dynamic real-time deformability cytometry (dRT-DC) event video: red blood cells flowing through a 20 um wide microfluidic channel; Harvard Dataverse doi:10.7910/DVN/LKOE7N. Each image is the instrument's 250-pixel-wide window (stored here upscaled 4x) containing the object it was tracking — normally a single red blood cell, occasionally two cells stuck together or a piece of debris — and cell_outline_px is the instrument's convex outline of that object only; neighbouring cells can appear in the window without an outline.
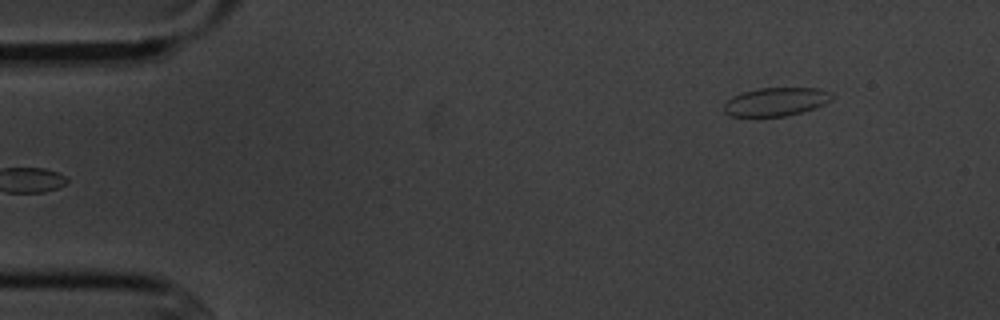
{"species": "common noctule bat (a hibernating species)", "species_latin": "Nyctalus noctula", "temperature_condition": "cold", "stored_images_in_passage": 5, "camera_frame_rate_fps": 3000, "um_per_image_px": 0.085, "animal": {"sex": "male", "body_mass_g": 20.1, "forearm_length_mm": 53.5}, "frame": {"image": 1, "passage_image": 5, "time_ms": 4.667, "image_size_px": [1000, 320], "cell_outline_px": [[836, 96], [832, 100], [824, 104], [800, 112], [784, 116], [732, 116], [724, 112], [724, 104], [732, 96], [756, 88], [820, 88], [832, 92]], "centroid_in_image_um": [65.99, 8.63], "position_along_channel_um": 19.0, "area_um2": 17.86}}